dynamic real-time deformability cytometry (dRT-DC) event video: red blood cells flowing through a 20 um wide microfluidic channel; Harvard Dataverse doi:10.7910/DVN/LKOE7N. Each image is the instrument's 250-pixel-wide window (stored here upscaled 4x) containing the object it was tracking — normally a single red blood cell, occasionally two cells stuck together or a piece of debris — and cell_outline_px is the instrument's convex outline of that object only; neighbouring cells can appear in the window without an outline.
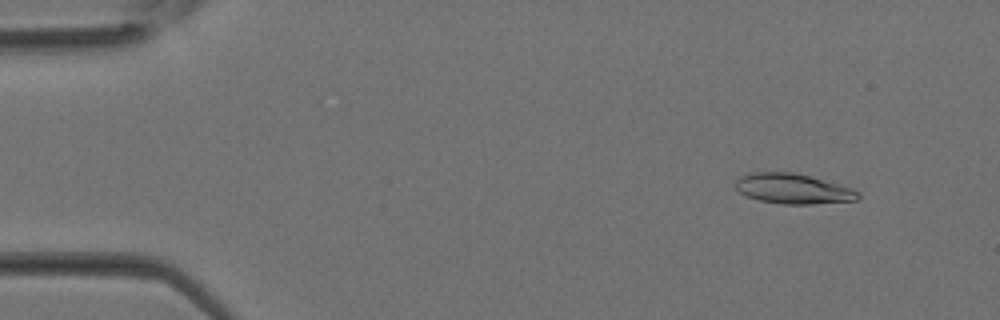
{"species": "Egyptian fruit bat (a non-hibernating species)", "species_latin": "Rousettus aegyptiacus", "temperature_condition": "room temperature", "stored_images_in_passage": 18, "camera_frame_rate_fps": 3000, "um_per_image_px": 0.085, "animal": {"sex": "female"}, "frame": {"image": 1, "passage_image": 1, "time_ms": 0.0, "image_size_px": [1000, 320], "cell_outline_px": [[860, 200], [812, 204], [784, 204], [760, 200], [748, 196], [732, 188], [732, 184], [740, 176], [748, 172], [792, 172], [808, 176], [852, 188], [860, 192]], "centroid_in_image_um": [67.37, 16.04], "position_along_channel_um": 17.6, "area_um2": 21.62}}
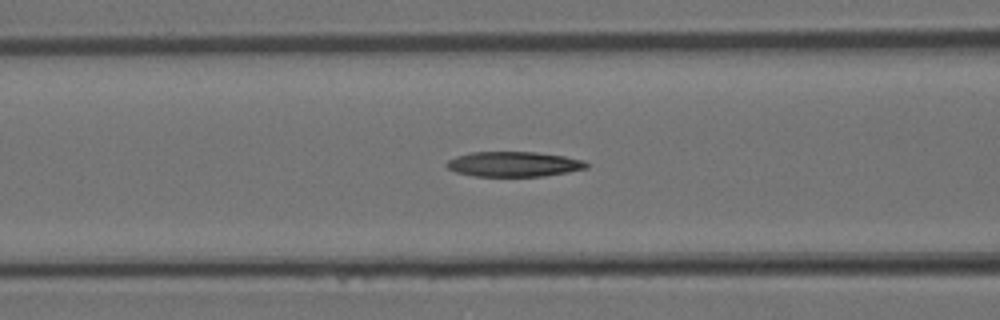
{"frame": {"image": 2, "passage_image": 12, "time_ms": 3.667, "image_size_px": [1000, 320], "cell_outline_px": [[588, 168], [568, 172], [544, 176], [472, 176], [456, 172], [448, 168], [444, 164], [448, 160], [456, 156], [468, 152], [536, 152], [564, 156], [584, 160], [588, 164]], "centroid_in_image_um": [43.65, 13.95], "position_along_channel_um": 122.9, "area_um2": 20.52}}
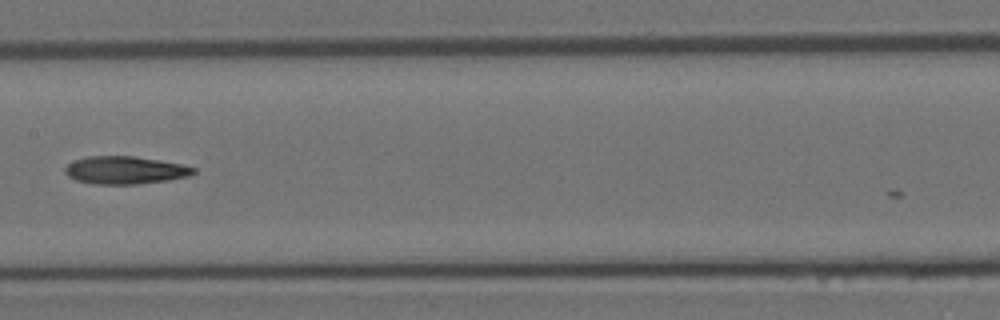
{"frame": {"image": 3, "passage_image": 16, "time_ms": 5.0, "image_size_px": [1000, 320], "cell_outline_px": [[196, 172], [188, 176], [168, 180], [136, 184], [92, 184], [76, 180], [68, 176], [64, 172], [64, 168], [68, 164], [76, 160], [88, 156], [132, 156], [180, 164], [196, 168]], "centroid_in_image_um": [10.6, 14.47], "position_along_channel_um": 196.8, "area_um2": 20.58}}